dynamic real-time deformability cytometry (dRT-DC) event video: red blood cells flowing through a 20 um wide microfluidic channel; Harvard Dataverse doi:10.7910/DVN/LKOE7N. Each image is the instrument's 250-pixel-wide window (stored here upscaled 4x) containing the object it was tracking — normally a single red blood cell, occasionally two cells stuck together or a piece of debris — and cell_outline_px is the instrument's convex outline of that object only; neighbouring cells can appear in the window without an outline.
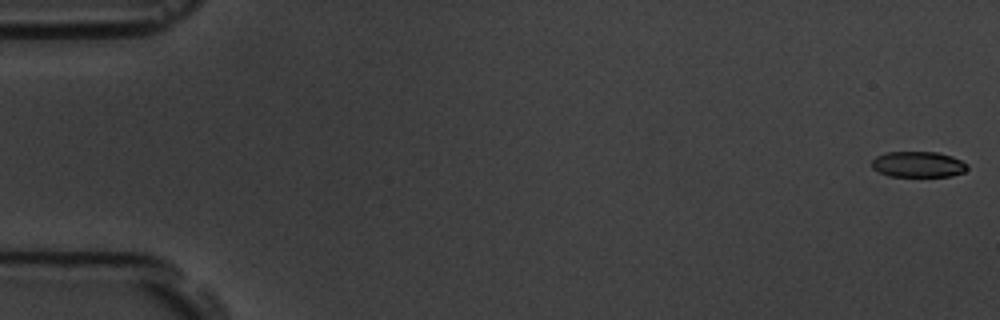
{"species": "common noctule bat (a hibernating species)", "species_latin": "Nyctalus noctula", "temperature_condition": "room temperature", "stored_images_in_passage": 7, "camera_frame_rate_fps": 3000, "um_per_image_px": 0.085, "animal": {"sex": "male", "body_mass_g": 19.5, "forearm_length_mm": 54.6}, "frame": {"image": 1, "passage_image": 1, "time_ms": 0.0, "image_size_px": [1000, 320], "cell_outline_px": [[968, 168], [964, 172], [952, 176], [888, 176], [872, 168], [872, 160], [876, 156], [888, 152], [936, 152], [952, 156], [968, 164]], "centroid_in_image_um": [78.05, 13.97], "position_along_channel_um": 6.9, "area_um2": 14.33}}
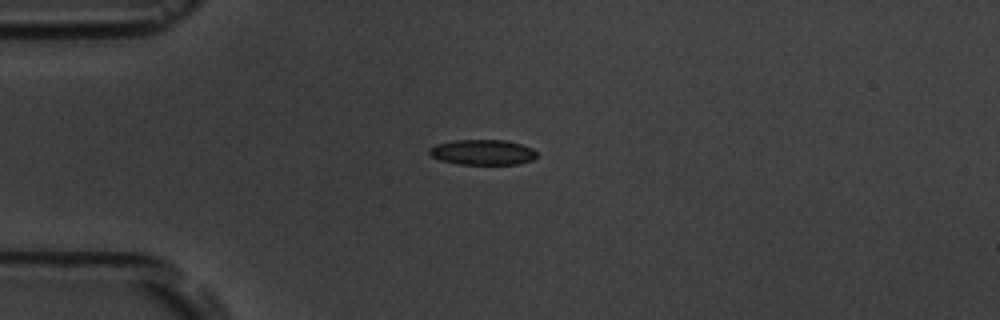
{"frame": {"image": 2, "passage_image": 5, "time_ms": 4.667, "image_size_px": [1000, 320], "cell_outline_px": [[536, 156], [532, 160], [516, 164], [456, 164], [440, 160], [432, 156], [428, 152], [428, 148], [436, 144], [452, 140], [504, 140], [520, 144], [532, 148], [536, 152]], "centroid_in_image_um": [40.98, 12.94], "position_along_channel_um": 44.0, "area_um2": 15.84}}
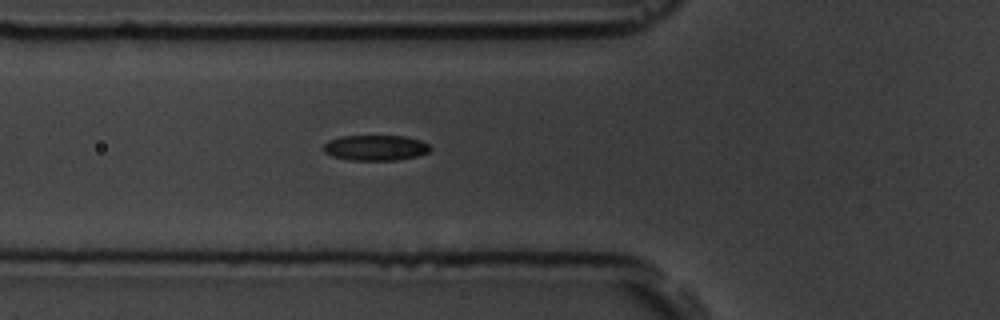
{"frame": {"image": 3, "passage_image": 7, "time_ms": 6.667, "image_size_px": [1000, 320], "cell_outline_px": [[432, 148], [428, 152], [416, 156], [396, 160], [352, 160], [332, 156], [324, 152], [324, 144], [328, 140], [340, 136], [404, 136], [420, 140], [428, 144]], "centroid_in_image_um": [31.91, 12.55], "position_along_channel_um": 93.9, "area_um2": 15.78}}